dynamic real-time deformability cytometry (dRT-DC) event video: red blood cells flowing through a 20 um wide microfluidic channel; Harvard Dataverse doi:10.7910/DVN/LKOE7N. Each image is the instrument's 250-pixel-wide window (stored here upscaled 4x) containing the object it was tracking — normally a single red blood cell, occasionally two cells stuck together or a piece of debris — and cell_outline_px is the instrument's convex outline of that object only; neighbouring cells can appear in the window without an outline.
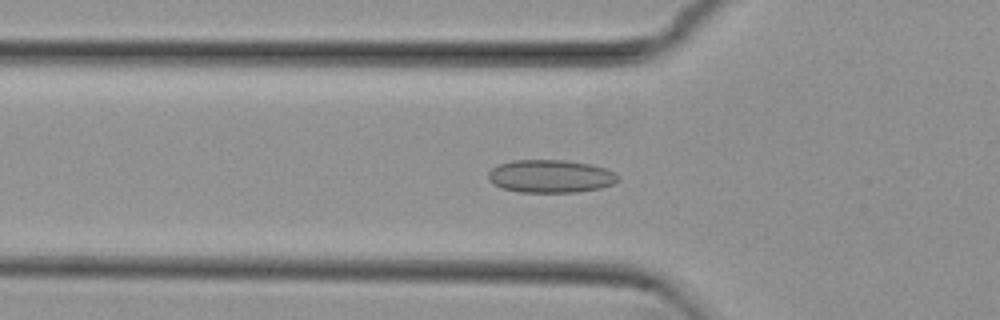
{"species": "common noctule bat (a hibernating species)", "species_latin": "Nyctalus noctula", "temperature_condition": "cold", "stored_images_in_passage": 38, "camera_frame_rate_fps": 3000, "um_per_image_px": 0.085, "animal": {"sex": "female", "body_mass_g": 29.2, "forearm_length_mm": 56.3}, "frame": {"image": 1, "passage_image": 2, "time_ms": 0.333, "image_size_px": [1000, 320], "cell_outline_px": [[616, 180], [612, 184], [600, 188], [576, 192], [520, 192], [500, 188], [492, 184], [488, 180], [488, 172], [492, 168], [500, 164], [512, 160], [564, 160], [588, 164], [604, 168], [612, 172], [616, 176]], "centroid_in_image_um": [46.71, 14.99], "position_along_channel_um": 79.1, "area_um2": 24.68}}
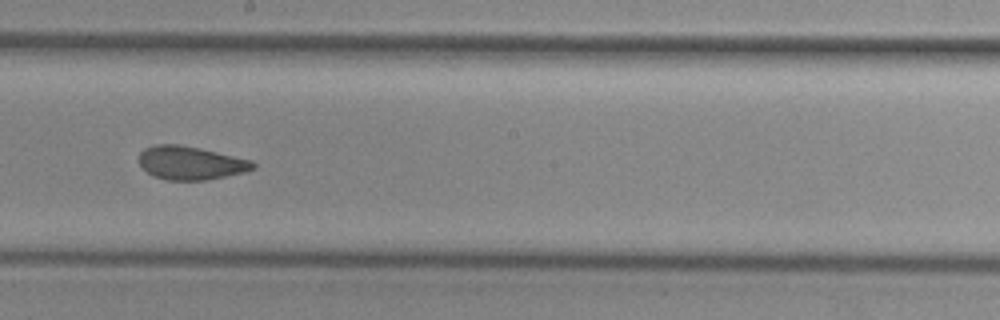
{"frame": {"image": 2, "passage_image": 14, "time_ms": 4.333, "image_size_px": [1000, 320], "cell_outline_px": [[256, 168], [244, 172], [204, 180], [168, 180], [152, 176], [140, 164], [140, 152], [144, 148], [156, 144], [180, 144], [200, 148], [252, 160], [256, 164]], "centroid_in_image_um": [16.21, 13.84], "position_along_channel_um": 232.0, "area_um2": 22.14}}
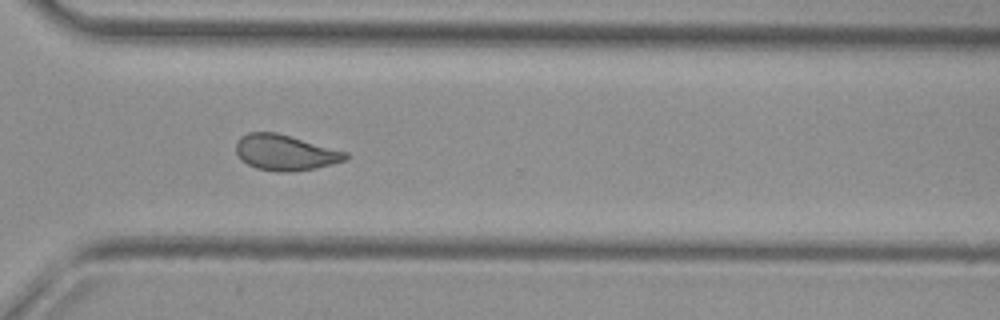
{"frame": {"image": 3, "passage_image": 23, "time_ms": 7.333, "image_size_px": [1000, 320], "cell_outline_px": [[348, 156], [344, 160], [332, 164], [316, 168], [288, 172], [280, 172], [256, 168], [240, 160], [236, 152], [236, 144], [240, 136], [248, 132], [276, 132], [348, 152]], "centroid_in_image_um": [24.21, 12.96], "position_along_channel_um": 346.4, "area_um2": 22.72}, "authors_computed_cell_mechanics": {"area_um2": 22.5709, "velocity_mm_per_s": 3.8164, "shape_relaxation_time_tau1_ms": null, "shape_relaxation_time_tau2_ms": 1.588, "deformation_change_tau1": null, "deformation_change_tau2": 0.074}}